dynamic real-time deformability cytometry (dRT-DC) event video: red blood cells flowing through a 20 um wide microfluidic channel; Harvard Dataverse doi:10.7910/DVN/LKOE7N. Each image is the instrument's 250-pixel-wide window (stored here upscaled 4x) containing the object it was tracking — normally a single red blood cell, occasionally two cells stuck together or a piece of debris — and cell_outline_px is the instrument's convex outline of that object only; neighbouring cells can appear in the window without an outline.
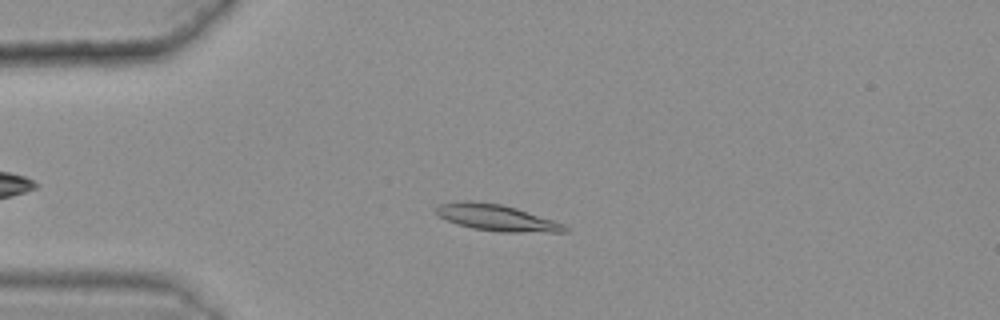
{"species": "common noctule bat (a hibernating species)", "species_latin": "Nyctalus noctula", "temperature_condition": "warm", "stored_images_in_passage": 36, "camera_frame_rate_fps": 3000, "um_per_image_px": 0.085, "animal": {"sex": "female", "body_mass_g": 25.1}, "frame": {"image": 1, "passage_image": 3, "time_ms": 0.667, "image_size_px": [1000, 320], "cell_outline_px": [[568, 232], [500, 232], [472, 228], [456, 224], [432, 212], [432, 208], [440, 204], [464, 200], [472, 200], [500, 204], [516, 208], [564, 224], [568, 228]], "centroid_in_image_um": [42.15, 18.5], "position_along_channel_um": 42.9, "area_um2": 19.83}}
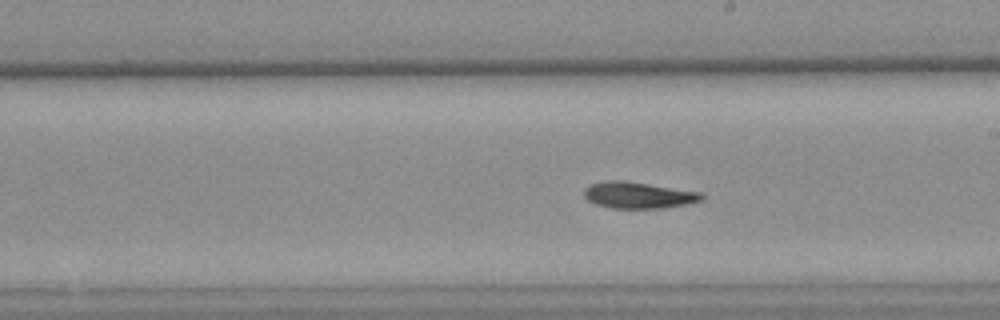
{"frame": {"image": 2, "passage_image": 21, "time_ms": 6.667, "image_size_px": [1000, 320], "cell_outline_px": [[704, 200], [688, 204], [664, 208], [612, 208], [596, 204], [588, 200], [584, 196], [584, 188], [588, 184], [604, 180], [624, 180], [700, 192], [704, 196]], "centroid_in_image_um": [54.24, 16.58], "position_along_channel_um": 234.8, "area_um2": 18.26}}
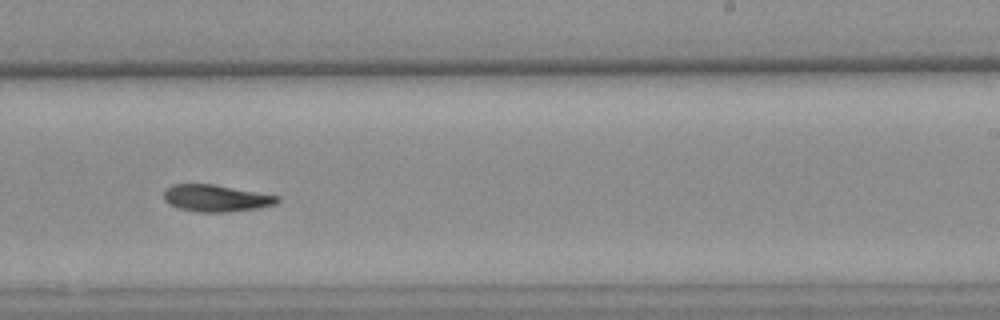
{"frame": {"image": 3, "passage_image": 24, "time_ms": 7.667, "image_size_px": [1000, 320], "cell_outline_px": [[280, 200], [276, 204], [256, 208], [228, 212], [200, 212], [176, 208], [168, 204], [164, 200], [164, 188], [172, 184], [212, 184], [280, 196]], "centroid_in_image_um": [18.32, 16.84], "position_along_channel_um": 270.7, "area_um2": 17.86}, "authors_computed_cell_mechanics": {"area_um2": 18.0625, "velocity_mm_per_s": 3.5952, "shape_relaxation_time_tau1_ms": 6.8674, "shape_relaxation_time_tau2_ms": 6.4002, "deformation_change_tau1": 0.1656, "deformation_change_tau2": 0.0872}}